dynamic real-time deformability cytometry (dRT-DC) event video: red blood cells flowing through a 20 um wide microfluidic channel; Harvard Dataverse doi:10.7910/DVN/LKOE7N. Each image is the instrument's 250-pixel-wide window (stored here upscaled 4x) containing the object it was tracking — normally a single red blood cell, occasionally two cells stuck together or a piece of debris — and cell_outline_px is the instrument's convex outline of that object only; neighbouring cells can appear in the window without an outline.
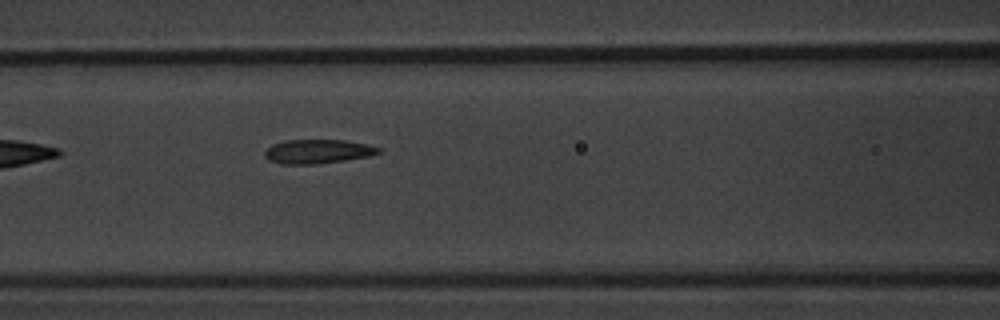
{"species": "common noctule bat (a hibernating species)", "species_latin": "Nyctalus noctula", "temperature_condition": "warm", "stored_images_in_passage": 6, "camera_frame_rate_fps": 3000, "um_per_image_px": 0.085, "animal": {"sex": "male", "body_mass_g": 20.1, "forearm_length_mm": 53.5}, "frame": {"image": 1, "passage_image": 6, "time_ms": 7.0, "image_size_px": [1000, 320], "cell_outline_px": [[380, 152], [368, 156], [344, 160], [316, 164], [280, 164], [268, 160], [264, 156], [264, 152], [272, 144], [284, 140], [344, 140], [368, 144], [380, 148]], "centroid_in_image_um": [26.96, 12.87], "position_along_channel_um": 139.6, "area_um2": 15.95}}